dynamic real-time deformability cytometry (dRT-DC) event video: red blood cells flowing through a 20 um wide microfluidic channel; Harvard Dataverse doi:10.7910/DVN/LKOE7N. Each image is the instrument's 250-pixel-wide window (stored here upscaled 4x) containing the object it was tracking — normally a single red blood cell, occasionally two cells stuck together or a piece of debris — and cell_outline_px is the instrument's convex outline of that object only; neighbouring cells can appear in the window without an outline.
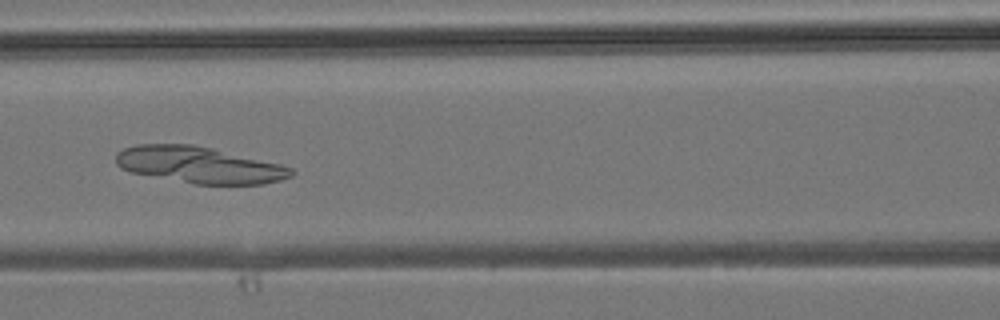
{"species": "common noctule bat (a hibernating species)", "species_latin": "Nyctalus noctula", "temperature_condition": "room temperature", "stored_images_in_passage": 45, "camera_frame_rate_fps": 3000, "um_per_image_px": 0.085, "animal": {"sex": "male", "body_mass_g": 19.2, "forearm_length_mm": 51.8}, "frame": {"image": 1, "passage_image": 20, "time_ms": 6.333, "image_size_px": [1000, 320], "cell_outline_px": [[296, 172], [292, 176], [280, 180], [264, 184], [196, 184], [132, 172], [120, 168], [116, 164], [116, 152], [124, 148], [136, 144], [192, 144], [212, 148], [280, 164], [292, 168]], "centroid_in_image_um": [16.94, 14.01], "position_along_channel_um": 149.7, "area_um2": 37.11}}
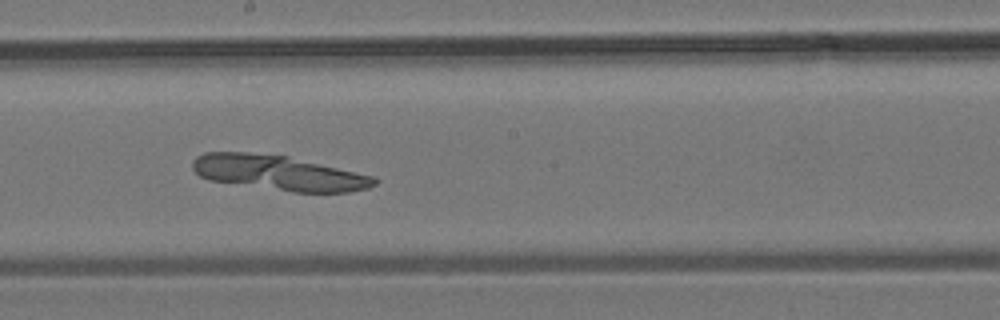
{"frame": {"image": 2, "passage_image": 25, "time_ms": 8.0, "image_size_px": [1000, 320], "cell_outline_px": [[380, 180], [376, 184], [368, 188], [348, 192], [292, 192], [208, 180], [200, 176], [192, 168], [192, 160], [196, 156], [204, 152], [248, 152], [288, 156], [376, 176]], "centroid_in_image_um": [23.71, 14.69], "position_along_channel_um": 224.5, "area_um2": 37.28}}
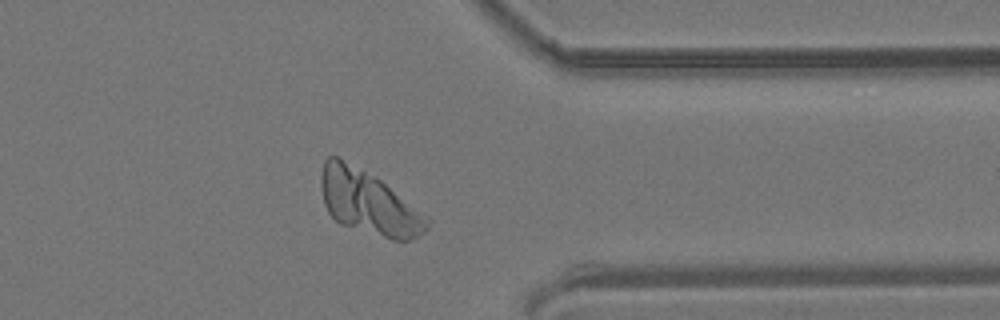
{"frame": {"image": 3, "passage_image": 36, "time_ms": 11.667, "image_size_px": [1000, 320], "cell_outline_px": [[432, 220], [428, 228], [424, 232], [412, 240], [392, 240], [340, 224], [328, 212], [324, 204], [320, 184], [320, 176], [324, 160], [328, 156], [336, 156], [380, 180], [428, 216]], "centroid_in_image_um": [31.33, 17.25], "position_along_channel_um": 380.1, "area_um2": 39.13}}